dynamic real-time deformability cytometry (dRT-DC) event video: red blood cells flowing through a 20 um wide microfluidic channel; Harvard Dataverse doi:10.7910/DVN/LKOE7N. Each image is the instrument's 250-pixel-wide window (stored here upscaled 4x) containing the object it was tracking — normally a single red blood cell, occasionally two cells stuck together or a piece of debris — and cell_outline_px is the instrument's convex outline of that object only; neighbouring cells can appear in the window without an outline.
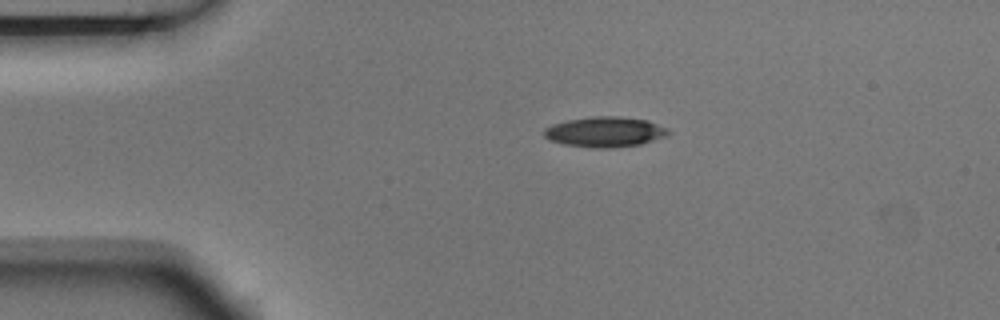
{"species": "Egyptian fruit bat (a non-hibernating species)", "species_latin": "Rousettus aegyptiacus", "temperature_condition": "room temperature", "stored_images_in_passage": 4, "camera_frame_rate_fps": 3000, "um_per_image_px": 0.085, "animal": {"sex": "male"}, "frame": {"image": 1, "passage_image": 3, "time_ms": 0.667, "image_size_px": [1000, 320], "cell_outline_px": [[672, 132], [668, 136], [640, 144], [612, 148], [592, 148], [564, 144], [552, 140], [544, 136], [544, 128], [552, 124], [568, 120], [592, 116], [616, 116], [648, 120], [668, 128]], "centroid_in_image_um": [51.46, 11.21], "position_along_channel_um": 33.5, "area_um2": 22.02}}